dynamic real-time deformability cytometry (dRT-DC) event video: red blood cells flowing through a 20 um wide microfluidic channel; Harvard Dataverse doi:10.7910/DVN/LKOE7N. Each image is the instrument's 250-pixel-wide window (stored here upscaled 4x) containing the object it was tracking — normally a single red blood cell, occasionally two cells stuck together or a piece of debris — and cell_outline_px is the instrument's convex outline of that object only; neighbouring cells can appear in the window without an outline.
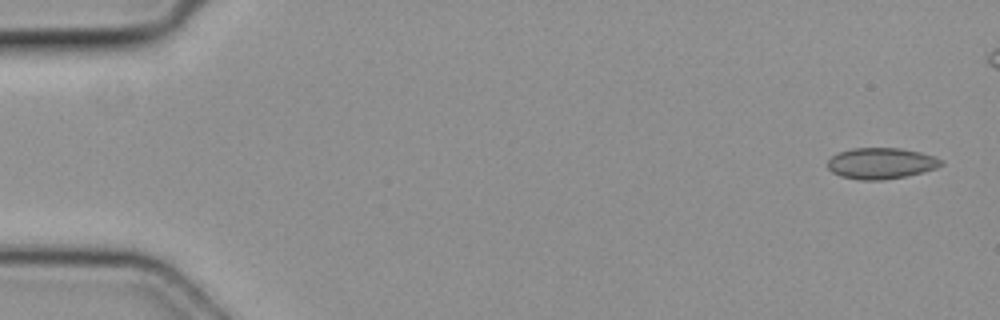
{"species": "common noctule bat (a hibernating species)", "species_latin": "Nyctalus noctula", "temperature_condition": "cold", "stored_images_in_passage": 5, "camera_frame_rate_fps": 3000, "um_per_image_px": 0.085, "animal": {"sex": "female", "body_mass_g": 19.3, "forearm_length_mm": 54.1}, "frame": {"image": 1, "passage_image": 1, "time_ms": 0.0, "image_size_px": [1000, 320], "cell_outline_px": [[944, 164], [936, 168], [924, 172], [904, 176], [880, 180], [860, 180], [840, 176], [832, 172], [828, 168], [828, 160], [832, 156], [840, 152], [852, 148], [900, 148], [920, 152], [944, 160]], "centroid_in_image_um": [74.9, 13.88], "position_along_channel_um": 10.1, "area_um2": 20.52}}